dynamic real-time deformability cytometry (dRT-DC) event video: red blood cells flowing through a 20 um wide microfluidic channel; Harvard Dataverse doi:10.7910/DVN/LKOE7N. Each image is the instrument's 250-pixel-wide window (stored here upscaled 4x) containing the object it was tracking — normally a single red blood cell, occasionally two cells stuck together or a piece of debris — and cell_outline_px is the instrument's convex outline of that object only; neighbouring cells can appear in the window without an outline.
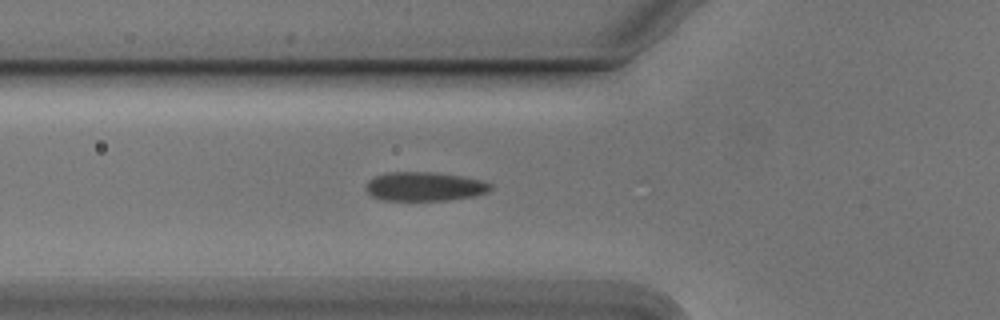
{"species": "Egyptian fruit bat (a non-hibernating species)", "species_latin": "Rousettus aegyptiacus", "temperature_condition": "cold", "stored_images_in_passage": 7, "camera_frame_rate_fps": 3000, "um_per_image_px": 0.085, "animal": {"sex": "male"}, "frame": {"image": 1, "passage_image": 2, "time_ms": 0.333, "image_size_px": [1000, 320], "cell_outline_px": [[492, 188], [488, 192], [472, 196], [448, 200], [380, 200], [372, 196], [364, 188], [368, 180], [376, 176], [388, 172], [432, 172], [460, 176], [484, 180], [492, 184]], "centroid_in_image_um": [36.08, 15.85], "position_along_channel_um": 89.7, "area_um2": 21.1}}
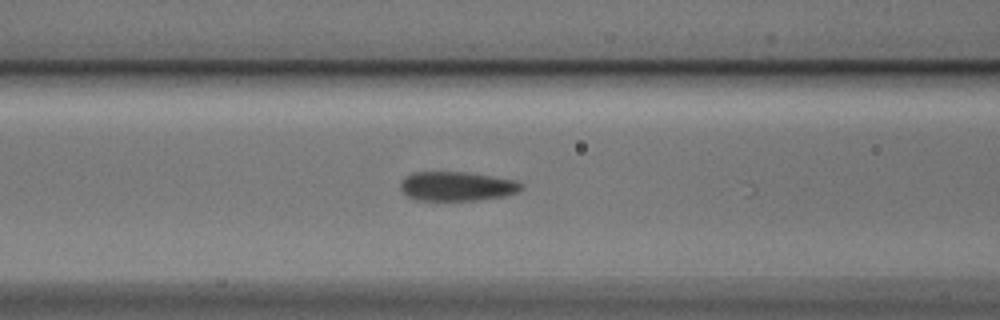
{"frame": {"image": 2, "passage_image": 5, "time_ms": 1.333, "image_size_px": [1000, 320], "cell_outline_px": [[524, 188], [516, 192], [504, 196], [480, 200], [416, 200], [404, 196], [400, 188], [400, 180], [404, 176], [412, 172], [468, 172], [516, 180], [524, 184]], "centroid_in_image_um": [38.8, 15.83], "position_along_channel_um": 127.8, "area_um2": 20.98}}